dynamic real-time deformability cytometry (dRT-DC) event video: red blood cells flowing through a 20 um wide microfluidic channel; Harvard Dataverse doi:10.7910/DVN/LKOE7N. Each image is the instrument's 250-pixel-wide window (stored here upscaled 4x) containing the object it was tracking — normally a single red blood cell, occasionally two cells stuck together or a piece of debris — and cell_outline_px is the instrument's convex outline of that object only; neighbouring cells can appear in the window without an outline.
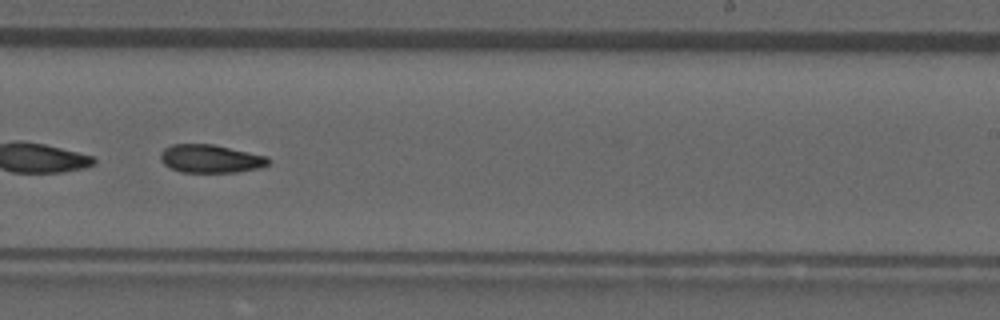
{"species": "common noctule bat (a hibernating species)", "species_latin": "Nyctalus noctula", "temperature_condition": "room temperature", "stored_images_in_passage": 36, "camera_frame_rate_fps": 3000, "um_per_image_px": 0.085, "animal": {"sex": "male", "forearm_length_mm": 52.5}, "frame": {"image": 1, "passage_image": 21, "time_ms": 6.667, "image_size_px": [1000, 320], "cell_outline_px": [[272, 160], [268, 164], [260, 168], [236, 172], [180, 172], [164, 164], [160, 160], [160, 152], [164, 148], [172, 144], [212, 144], [268, 156]], "centroid_in_image_um": [17.9, 13.49], "position_along_channel_um": 271.1, "area_um2": 17.8}}